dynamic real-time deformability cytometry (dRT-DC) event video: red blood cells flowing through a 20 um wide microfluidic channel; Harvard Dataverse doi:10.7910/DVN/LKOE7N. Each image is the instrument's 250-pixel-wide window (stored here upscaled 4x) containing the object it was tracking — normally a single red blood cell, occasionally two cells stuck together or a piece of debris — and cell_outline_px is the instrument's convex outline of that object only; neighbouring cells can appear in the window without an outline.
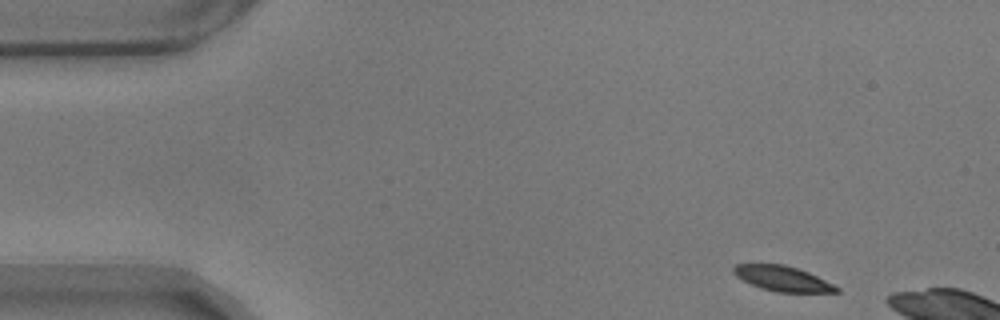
{"species": "common noctule bat (a hibernating species)", "species_latin": "Nyctalus noctula", "temperature_condition": "warm", "stored_images_in_passage": 6, "camera_frame_rate_fps": 3000, "um_per_image_px": 0.085, "animal": {"sex": "male", "body_mass_g": 17.9}, "frame": {"image": 1, "passage_image": 1, "time_ms": 0.0, "image_size_px": [1000, 320], "cell_outline_px": [[840, 292], [776, 292], [760, 288], [736, 276], [732, 272], [732, 268], [736, 264], [784, 264], [808, 272], [840, 288]], "centroid_in_image_um": [66.5, 23.68], "position_along_channel_um": 18.5, "area_um2": 14.91}}